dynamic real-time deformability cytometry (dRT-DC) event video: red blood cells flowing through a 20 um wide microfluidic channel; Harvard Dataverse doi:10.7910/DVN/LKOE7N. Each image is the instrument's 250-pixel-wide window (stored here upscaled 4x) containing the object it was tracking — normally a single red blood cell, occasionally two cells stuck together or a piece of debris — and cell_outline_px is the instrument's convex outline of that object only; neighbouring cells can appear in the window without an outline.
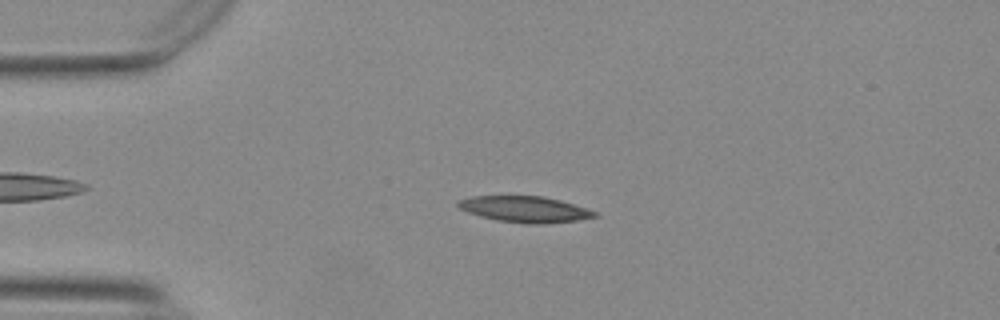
{"species": "Egyptian fruit bat (a non-hibernating species)", "species_latin": "Rousettus aegyptiacus", "temperature_condition": "warm", "stored_images_in_passage": 48, "camera_frame_rate_fps": 3000, "um_per_image_px": 0.085, "animal": {"sex": "female"}, "frame": {"image": 1, "passage_image": 11, "time_ms": 3.333, "image_size_px": [1000, 320], "cell_outline_px": [[600, 216], [576, 220], [536, 224], [528, 224], [496, 220], [480, 216], [468, 212], [460, 208], [456, 204], [460, 200], [472, 196], [544, 196], [560, 200], [588, 208], [596, 212]], "centroid_in_image_um": [44.63, 17.78], "position_along_channel_um": 40.4, "area_um2": 20.63}}
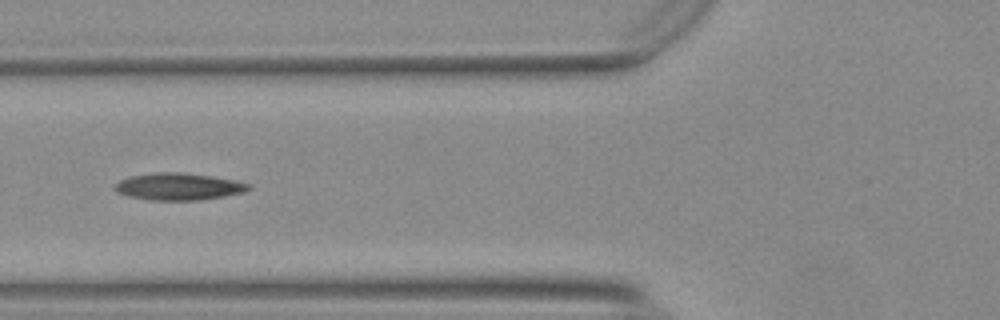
{"frame": {"image": 2, "passage_image": 19, "time_ms": 6.0, "image_size_px": [1000, 320], "cell_outline_px": [[252, 188], [244, 192], [224, 196], [196, 200], [148, 200], [128, 196], [116, 192], [112, 188], [120, 180], [132, 176], [152, 172], [180, 172], [212, 176], [232, 180], [248, 184]], "centroid_in_image_um": [15.13, 15.86], "position_along_channel_um": 110.7, "area_um2": 20.98}}
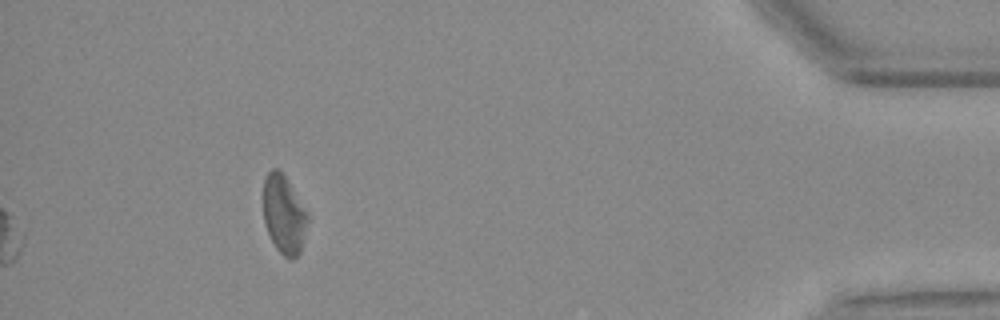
{"frame": {"image": 3, "passage_image": 48, "time_ms": 15.667, "image_size_px": [1000, 320], "cell_outline_px": [[308, 220], [300, 252], [292, 260], [288, 260], [276, 248], [264, 224], [264, 180], [268, 172], [272, 168], [276, 168], [284, 176], [308, 212]], "centroid_in_image_um": [24.14, 18.26], "position_along_channel_um": 411.1, "area_um2": 20.0}, "authors_computed_cell_mechanics": {"area_um2": 20.5768, "velocity_mm_per_s": 3.7185, "shape_relaxation_time_tau1_ms": null, "shape_relaxation_time_tau2_ms": 5.1172, "deformation_change_tau1": null, "deformation_change_tau2": 0.1583}}